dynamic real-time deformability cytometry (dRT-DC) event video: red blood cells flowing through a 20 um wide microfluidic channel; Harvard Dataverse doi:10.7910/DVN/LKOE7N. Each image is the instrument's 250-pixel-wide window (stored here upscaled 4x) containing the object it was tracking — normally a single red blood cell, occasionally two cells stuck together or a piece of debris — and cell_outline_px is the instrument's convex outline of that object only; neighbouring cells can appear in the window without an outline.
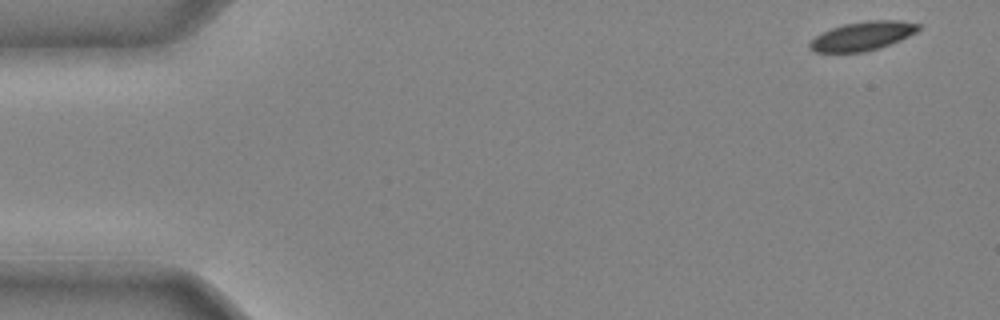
{"species": "common noctule bat (a hibernating species)", "species_latin": "Nyctalus noctula", "temperature_condition": "cold", "stored_images_in_passage": 38, "camera_frame_rate_fps": 3000, "um_per_image_px": 0.085, "animal": {"sex": "male", "body_mass_g": 20.4}, "frame": {"image": 1, "passage_image": 1, "time_ms": 0.0, "image_size_px": [1000, 320], "cell_outline_px": [[920, 28], [916, 32], [900, 40], [880, 48], [864, 52], [816, 52], [808, 48], [808, 44], [816, 36], [832, 28], [844, 24], [868, 20], [896, 20], [920, 24]], "centroid_in_image_um": [73.31, 3.06], "position_along_channel_um": 11.7, "area_um2": 18.15}}
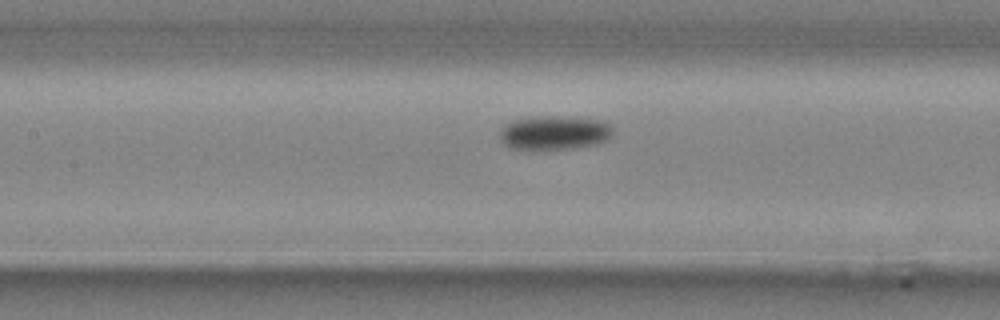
{"frame": {"image": 2, "passage_image": 19, "time_ms": 6.0, "image_size_px": [1000, 320], "cell_outline_px": [[612, 136], [608, 140], [596, 144], [576, 148], [512, 148], [504, 144], [500, 140], [500, 128], [516, 120], [536, 116], [576, 116], [608, 120], [612, 128]], "centroid_in_image_um": [47.22, 11.24], "position_along_channel_um": 160.2, "area_um2": 22.6}}
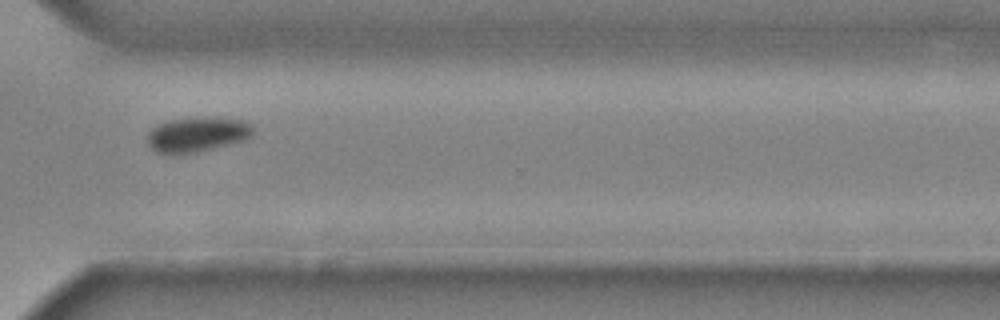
{"frame": {"image": 3, "passage_image": 32, "time_ms": 10.333, "image_size_px": [1000, 320], "cell_outline_px": [[252, 136], [244, 140], [196, 152], [156, 152], [148, 144], [148, 132], [152, 128], [168, 120], [244, 120], [252, 128]], "centroid_in_image_um": [16.73, 11.46], "position_along_channel_um": 353.9, "area_um2": 19.94}}